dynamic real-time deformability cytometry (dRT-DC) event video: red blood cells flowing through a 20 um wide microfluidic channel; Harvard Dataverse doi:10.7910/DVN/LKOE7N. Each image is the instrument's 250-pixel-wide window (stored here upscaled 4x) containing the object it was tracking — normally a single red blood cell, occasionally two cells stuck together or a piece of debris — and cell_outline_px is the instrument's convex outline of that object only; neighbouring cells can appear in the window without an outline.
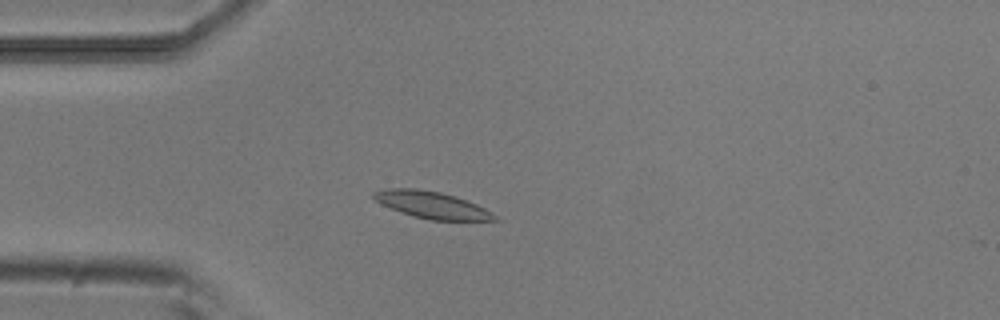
{"species": "common noctule bat (a hibernating species)", "species_latin": "Nyctalus noctula", "temperature_condition": "room temperature", "stored_images_in_passage": 46, "camera_frame_rate_fps": 3000, "um_per_image_px": 0.085, "animal": {"sex": "male", "body_mass_g": 20.5, "forearm_length_mm": 52.5}, "frame": {"image": 1, "passage_image": 12, "time_ms": 3.667, "image_size_px": [1000, 320], "cell_outline_px": [[500, 220], [432, 220], [412, 216], [400, 212], [376, 200], [372, 196], [372, 192], [388, 188], [416, 188], [440, 192], [476, 204], [492, 212]], "centroid_in_image_um": [36.69, 17.42], "position_along_channel_um": 48.3, "area_um2": 18.61}}
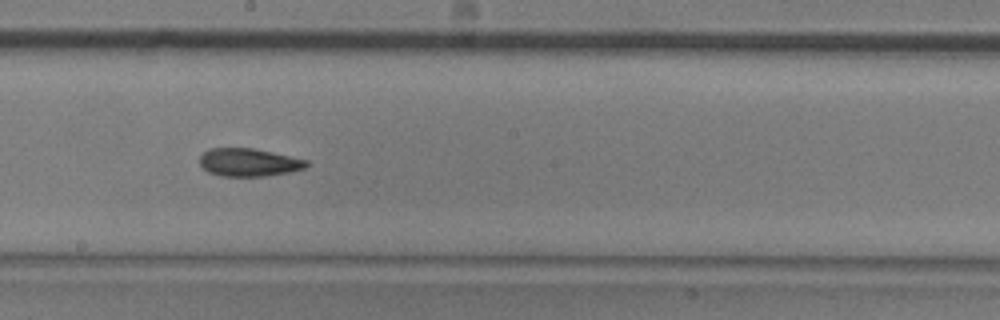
{"frame": {"image": 2, "passage_image": 27, "time_ms": 8.667, "image_size_px": [1000, 320], "cell_outline_px": [[308, 164], [304, 168], [288, 172], [264, 176], [220, 176], [208, 172], [200, 164], [200, 156], [208, 148], [252, 148], [272, 152], [308, 160]], "centroid_in_image_um": [21.12, 13.8], "position_along_channel_um": 227.1, "area_um2": 17.28}}
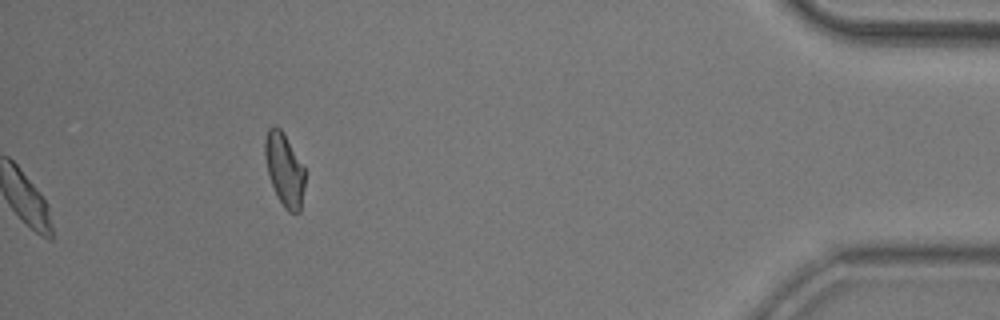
{"frame": {"image": 3, "passage_image": 46, "time_ms": 15.0, "image_size_px": [1000, 320], "cell_outline_px": [[304, 188], [300, 212], [288, 212], [284, 208], [276, 196], [268, 172], [264, 156], [264, 140], [268, 128], [272, 124], [276, 124], [284, 132], [304, 168]], "centroid_in_image_um": [24.15, 14.38], "position_along_channel_um": 411.0, "area_um2": 17.11}, "authors_computed_cell_mechanics": {"area_um2": 17.7735, "velocity_mm_per_s": 3.8359, "shape_relaxation_time_tau1_ms": 5.9671, "shape_relaxation_time_tau2_ms": 4.418, "deformation_change_tau1": 0.1599, "deformation_change_tau2": 0.113}}